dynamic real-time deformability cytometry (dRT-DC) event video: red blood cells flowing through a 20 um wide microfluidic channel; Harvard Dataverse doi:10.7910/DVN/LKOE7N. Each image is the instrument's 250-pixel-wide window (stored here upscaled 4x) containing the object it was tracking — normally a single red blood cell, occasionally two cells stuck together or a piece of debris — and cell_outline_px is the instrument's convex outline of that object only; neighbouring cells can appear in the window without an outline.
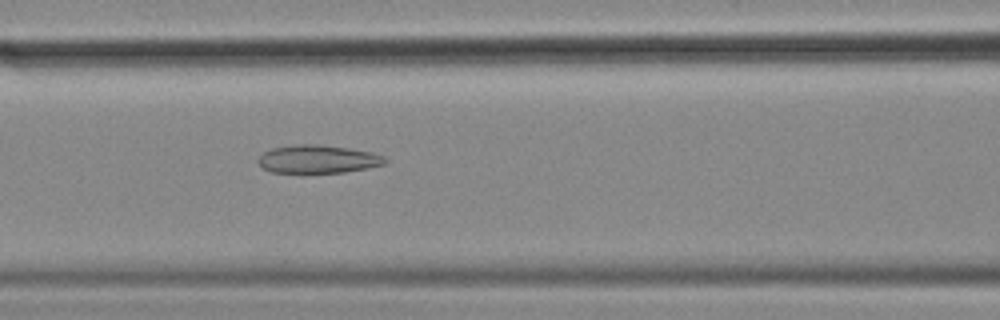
{"species": "common noctule bat (a hibernating species)", "species_latin": "Nyctalus noctula", "temperature_condition": "cold", "stored_images_in_passage": 57, "camera_frame_rate_fps": 3000, "um_per_image_px": 0.085, "animal": {"sex": "female", "body_mass_g": 18.4}, "frame": {"image": 1, "passage_image": 24, "time_ms": 7.667, "image_size_px": [1000, 320], "cell_outline_px": [[388, 160], [384, 164], [368, 168], [344, 172], [272, 172], [260, 168], [256, 160], [264, 152], [272, 148], [300, 144], [316, 144], [348, 148], [368, 152], [384, 156]], "centroid_in_image_um": [26.98, 13.53], "position_along_channel_um": 139.6, "area_um2": 20.63}}
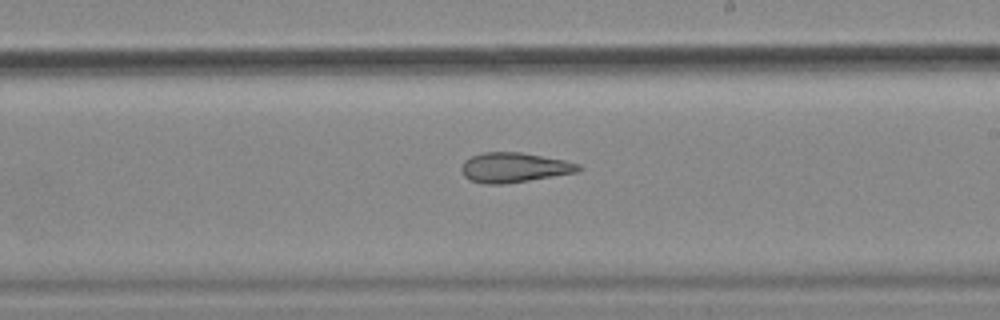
{"frame": {"image": 2, "passage_image": 33, "time_ms": 10.667, "image_size_px": [1000, 320], "cell_outline_px": [[584, 168], [576, 172], [504, 184], [484, 184], [468, 180], [464, 176], [460, 168], [464, 160], [472, 156], [484, 152], [520, 152], [564, 160], [580, 164]], "centroid_in_image_um": [43.66, 14.24], "position_along_channel_um": 245.3, "area_um2": 20.29}}
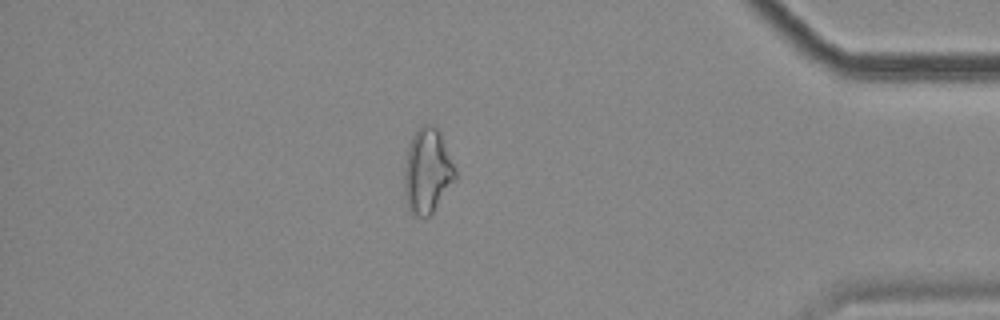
{"frame": {"image": 3, "passage_image": 49, "time_ms": 16.0, "image_size_px": [1000, 320], "cell_outline_px": [[456, 180], [432, 212], [428, 216], [412, 216], [408, 208], [404, 192], [404, 168], [408, 148], [412, 136], [424, 124], [436, 124], [440, 132], [456, 172]], "centroid_in_image_um": [36.31, 14.54], "position_along_channel_um": 398.9, "area_um2": 25.09}, "authors_computed_cell_mechanics": {"area_um2": 24.6228, "velocity_mm_per_s": 3.5417, "shape_relaxation_time_tau1_ms": null, "shape_relaxation_time_tau2_ms": 3.7259, "deformation_change_tau1": null, "deformation_change_tau2": 0.1323}}